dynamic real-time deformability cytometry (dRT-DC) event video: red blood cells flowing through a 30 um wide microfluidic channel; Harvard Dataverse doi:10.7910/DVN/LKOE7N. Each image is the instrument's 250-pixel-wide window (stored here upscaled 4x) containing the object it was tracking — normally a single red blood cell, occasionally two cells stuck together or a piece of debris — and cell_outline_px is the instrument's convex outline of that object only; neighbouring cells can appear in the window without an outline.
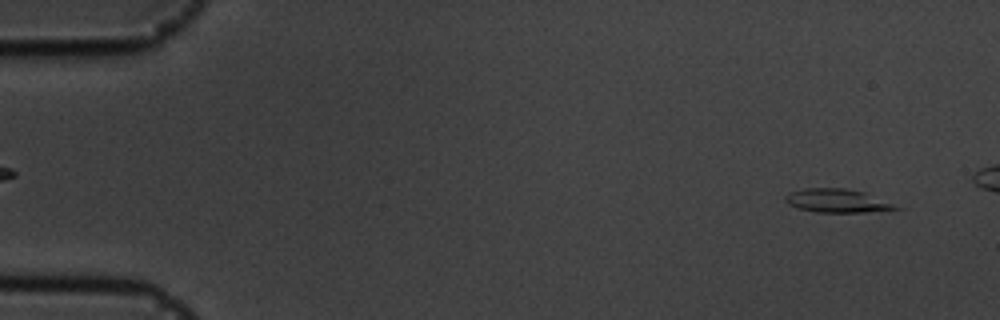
{"species": "common noctule bat (a hibernating species)", "species_latin": "Nyctalus noctula", "temperature_condition": "cold", "stored_images_in_passage": 50, "segment_of_instrument_passage": [1, 2], "camera_frame_rate_fps": 3000, "um_per_image_px": 0.085, "animal": {"sex": "male", "body_mass_g": 19.5, "forearm_length_mm": 54.6}, "frame": {"image": 1, "passage_image": 3, "time_ms": 0.667, "image_size_px": [1000, 320], "cell_outline_px": [[904, 208], [864, 212], [816, 212], [800, 208], [788, 204], [784, 200], [784, 196], [788, 192], [804, 188], [844, 188], [864, 192]], "centroid_in_image_um": [71.11, 17.05], "position_along_channel_um": 13.9, "area_um2": 15.03}}
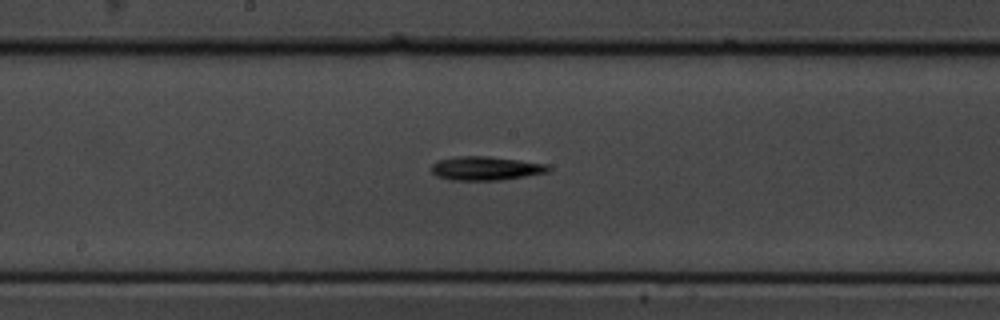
{"frame": {"image": 2, "passage_image": 29, "time_ms": 9.333, "image_size_px": [1000, 320], "cell_outline_px": [[552, 168], [548, 172], [500, 180], [452, 180], [436, 176], [432, 172], [432, 164], [440, 160], [456, 156], [488, 156], [520, 160], [548, 164]], "centroid_in_image_um": [41.31, 14.3], "position_along_channel_um": 206.9, "area_um2": 16.18}}
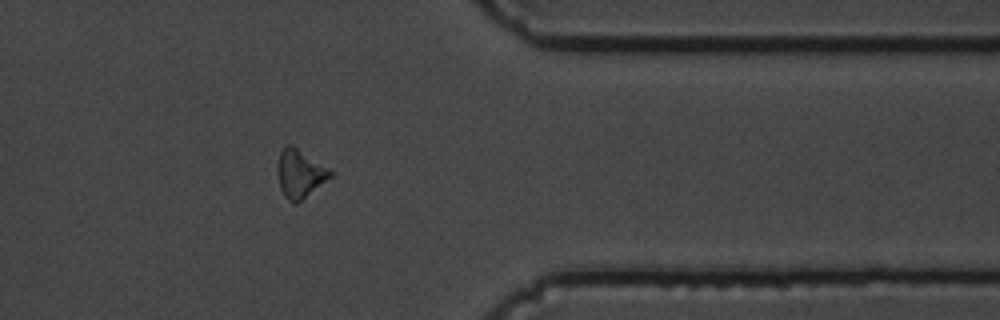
{"frame": {"image": 3, "passage_image": 45, "time_ms": 14.667, "image_size_px": [1000, 320], "cell_outline_px": [[332, 176], [296, 204], [292, 204], [284, 196], [280, 188], [276, 172], [276, 168], [280, 152], [288, 144], [292, 144], [328, 168], [332, 172]], "centroid_in_image_um": [25.45, 14.76], "position_along_channel_um": 386.0, "area_um2": 14.8}}